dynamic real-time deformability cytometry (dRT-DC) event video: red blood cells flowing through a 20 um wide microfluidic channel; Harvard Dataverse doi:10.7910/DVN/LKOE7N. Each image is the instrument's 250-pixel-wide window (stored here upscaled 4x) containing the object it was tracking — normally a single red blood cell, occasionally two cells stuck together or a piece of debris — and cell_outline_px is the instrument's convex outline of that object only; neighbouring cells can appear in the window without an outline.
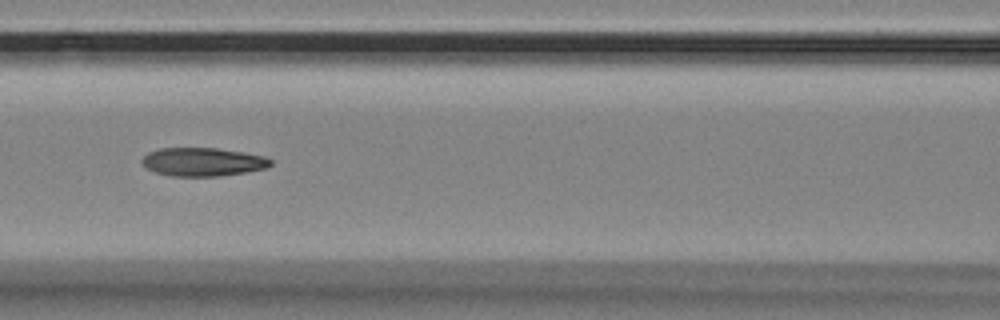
{"species": "Egyptian fruit bat (a non-hibernating species)", "species_latin": "Rousettus aegyptiacus", "temperature_condition": "room temperature", "stored_images_in_passage": 10, "camera_frame_rate_fps": 3000, "um_per_image_px": 0.085, "animal": {"sex": "female"}, "frame": {"image": 1, "passage_image": 7, "time_ms": 2.0, "image_size_px": [1000, 320], "cell_outline_px": [[272, 164], [268, 168], [220, 176], [172, 176], [156, 172], [148, 168], [140, 160], [148, 152], [160, 148], [216, 148], [244, 152], [264, 156], [272, 160]], "centroid_in_image_um": [17.26, 13.75], "position_along_channel_um": 149.3, "area_um2": 21.27}}
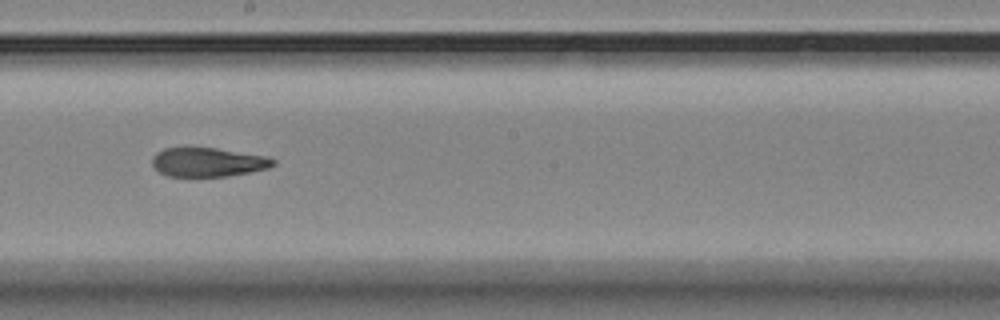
{"frame": {"image": 2, "passage_image": 9, "time_ms": 2.667, "image_size_px": [1000, 320], "cell_outline_px": [[276, 164], [268, 168], [228, 176], [168, 176], [160, 172], [152, 164], [152, 156], [156, 152], [164, 148], [216, 148], [268, 156], [276, 160]], "centroid_in_image_um": [17.69, 13.78], "position_along_channel_um": 230.5, "area_um2": 20.4}}
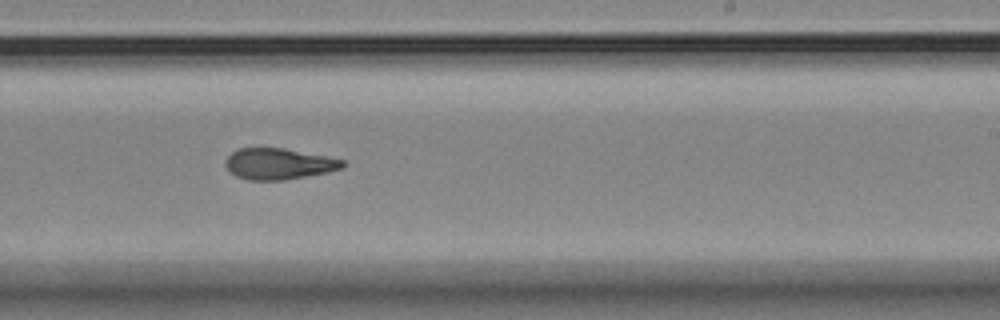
{"frame": {"image": 3, "passage_image": 10, "time_ms": 3.0, "image_size_px": [1000, 320], "cell_outline_px": [[344, 168], [284, 180], [248, 180], [236, 176], [224, 164], [224, 160], [232, 152], [240, 148], [284, 148], [344, 160]], "centroid_in_image_um": [23.65, 13.92], "position_along_channel_um": 265.4, "area_um2": 20.92}}